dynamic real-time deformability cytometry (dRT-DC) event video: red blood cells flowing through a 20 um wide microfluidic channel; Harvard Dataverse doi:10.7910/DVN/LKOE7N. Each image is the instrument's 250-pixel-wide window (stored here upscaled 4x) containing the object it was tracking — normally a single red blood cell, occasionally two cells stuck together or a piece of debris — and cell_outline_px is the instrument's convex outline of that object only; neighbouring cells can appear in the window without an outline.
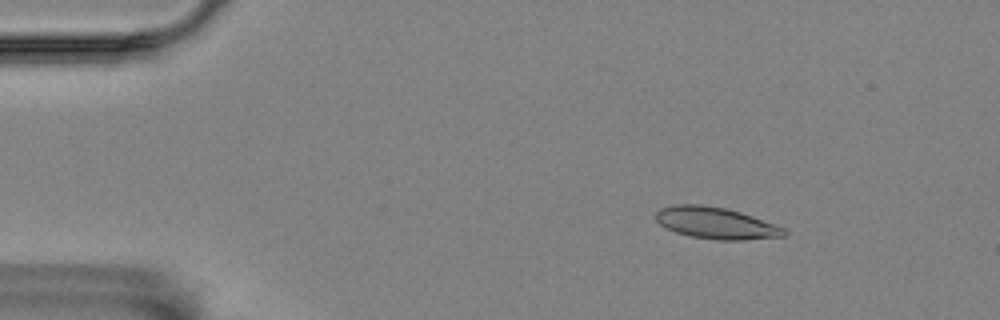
{"species": "Egyptian fruit bat (a non-hibernating species)", "species_latin": "Rousettus aegyptiacus", "temperature_condition": "room temperature", "stored_images_in_passage": 4, "camera_frame_rate_fps": 3000, "um_per_image_px": 0.085, "animal": {"sex": "female"}, "frame": {"image": 1, "passage_image": 2, "time_ms": 0.333, "image_size_px": [1000, 320], "cell_outline_px": [[788, 232], [784, 236], [744, 240], [716, 240], [692, 236], [676, 232], [660, 224], [656, 220], [656, 212], [660, 208], [672, 204], [700, 204], [728, 208], [752, 216], [784, 228]], "centroid_in_image_um": [60.84, 18.95], "position_along_channel_um": 24.2, "area_um2": 23.58}}